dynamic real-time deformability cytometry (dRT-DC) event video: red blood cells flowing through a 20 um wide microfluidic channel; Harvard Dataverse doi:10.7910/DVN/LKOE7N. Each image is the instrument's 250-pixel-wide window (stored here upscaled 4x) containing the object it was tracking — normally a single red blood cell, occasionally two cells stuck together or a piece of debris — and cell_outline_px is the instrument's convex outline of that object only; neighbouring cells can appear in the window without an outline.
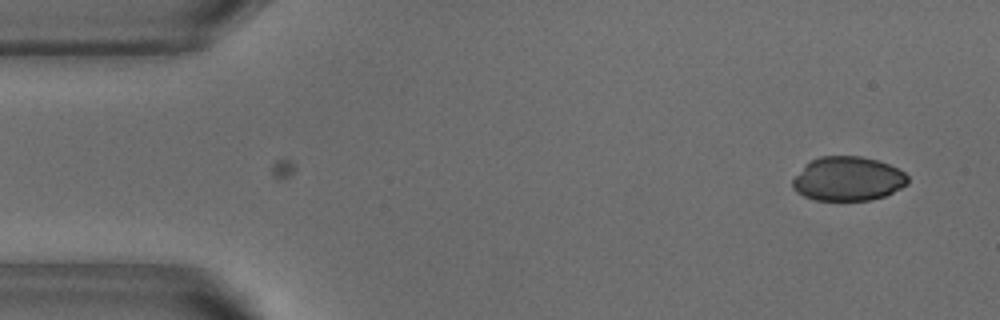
{"species": "common noctule bat (a hibernating species)", "species_latin": "Nyctalus noctula", "temperature_condition": "warm", "stored_images_in_passage": 8, "camera_frame_rate_fps": 3000, "um_per_image_px": 0.085, "animal": {"sex": "male", "body_mass_g": 18.8}, "frame": {"image": 1, "passage_image": 8, "time_ms": 2.333, "image_size_px": [1000, 320], "cell_outline_px": [[908, 184], [884, 196], [872, 200], [816, 200], [804, 196], [796, 192], [792, 188], [792, 180], [804, 164], [820, 156], [860, 156], [876, 160], [888, 164], [904, 172], [908, 176]], "centroid_in_image_um": [72.04, 15.2], "position_along_channel_um": 13.0, "area_um2": 29.65}}